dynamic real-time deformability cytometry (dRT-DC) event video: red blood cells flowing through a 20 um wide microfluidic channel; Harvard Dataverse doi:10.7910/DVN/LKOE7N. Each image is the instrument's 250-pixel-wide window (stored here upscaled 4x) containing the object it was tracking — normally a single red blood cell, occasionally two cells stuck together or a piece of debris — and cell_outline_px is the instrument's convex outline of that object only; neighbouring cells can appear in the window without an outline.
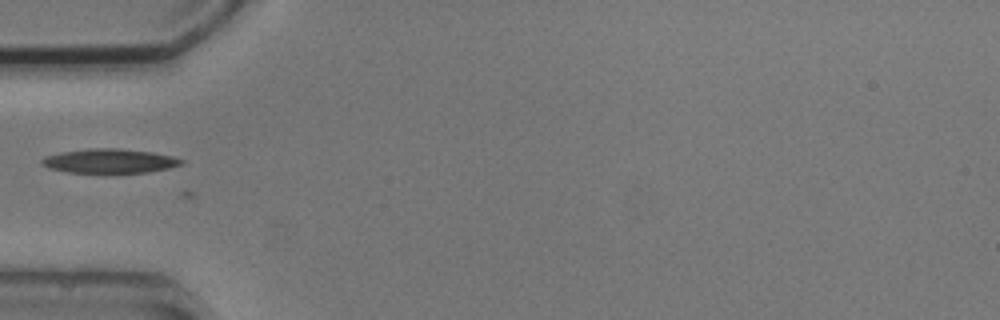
{"species": "common noctule bat (a hibernating species)", "species_latin": "Nyctalus noctula", "temperature_condition": "cold", "stored_images_in_passage": 5, "camera_frame_rate_fps": 3000, "um_per_image_px": 0.085, "animal": {"sex": "male", "body_mass_g": 20.5, "forearm_length_mm": 52.5}, "frame": {"image": 1, "passage_image": 4, "time_ms": 5.667, "image_size_px": [1000, 320], "cell_outline_px": [[184, 164], [168, 168], [148, 172], [64, 172], [48, 168], [40, 164], [40, 160], [44, 156], [60, 152], [92, 148], [116, 148], [152, 152], [172, 156], [184, 160]], "centroid_in_image_um": [9.28, 13.68], "position_along_channel_um": 75.7, "area_um2": 19.71}}